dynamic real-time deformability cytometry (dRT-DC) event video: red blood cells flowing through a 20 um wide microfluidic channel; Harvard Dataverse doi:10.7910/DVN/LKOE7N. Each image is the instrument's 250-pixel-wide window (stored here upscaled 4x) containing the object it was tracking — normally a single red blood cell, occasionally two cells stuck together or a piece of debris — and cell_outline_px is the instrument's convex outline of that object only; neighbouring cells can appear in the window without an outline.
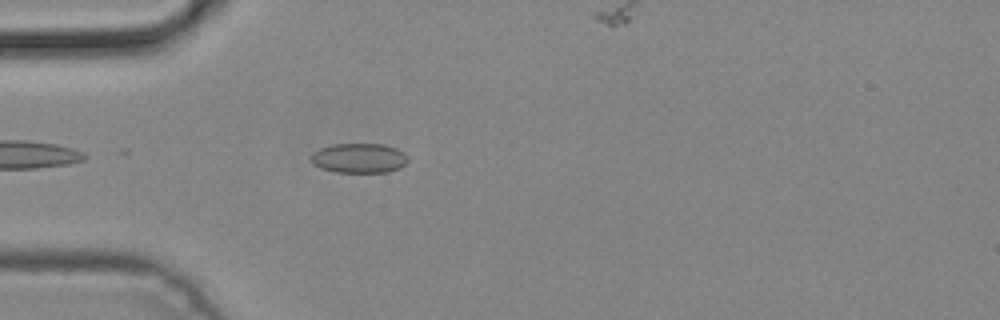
{"species": "common noctule bat (a hibernating species)", "species_latin": "Nyctalus noctula", "temperature_condition": "cold", "stored_images_in_passage": 4, "camera_frame_rate_fps": 3000, "um_per_image_px": 0.085, "animal": {"sex": "male", "body_mass_g": 19.2, "forearm_length_mm": 51.8}, "frame": {"image": 1, "passage_image": 4, "time_ms": 1.0, "image_size_px": [1000, 320], "cell_outline_px": [[408, 160], [400, 168], [388, 172], [336, 172], [320, 168], [312, 160], [312, 152], [320, 148], [332, 144], [384, 144], [396, 148], [404, 152]], "centroid_in_image_um": [30.54, 13.43], "position_along_channel_um": 54.5, "area_um2": 16.7}}